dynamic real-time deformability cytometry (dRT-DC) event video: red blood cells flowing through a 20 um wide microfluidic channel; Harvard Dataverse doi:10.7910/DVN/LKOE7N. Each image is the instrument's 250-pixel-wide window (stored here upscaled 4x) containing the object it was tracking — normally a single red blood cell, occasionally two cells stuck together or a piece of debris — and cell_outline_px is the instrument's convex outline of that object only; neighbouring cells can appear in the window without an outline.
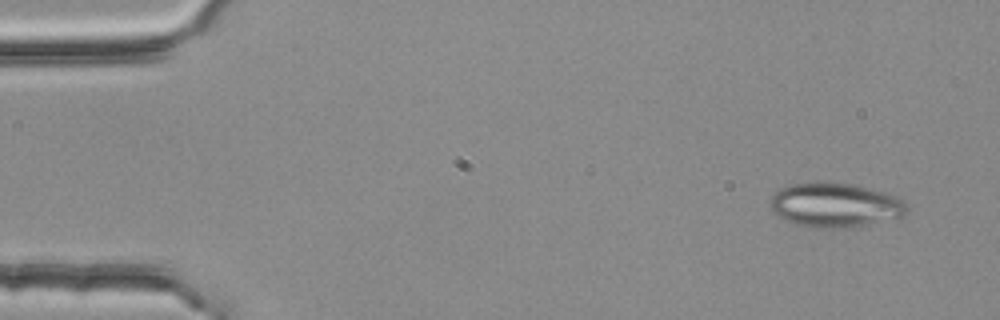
{"species": "common noctule bat (a hibernating species)", "species_latin": "Nyctalus noctula", "temperature_condition": "room temperature", "stored_images_in_passage": 4, "camera_frame_rate_fps": 3000, "um_per_image_px": 0.085, "animal": {"sex": "female", "body_mass_g": 25.1}, "frame": {"image": 1, "passage_image": 1, "time_ms": 0.0, "image_size_px": [1000, 320], "cell_outline_px": [[908, 212], [904, 216], [864, 224], [840, 228], [812, 228], [796, 224], [784, 220], [772, 212], [772, 196], [780, 188], [792, 184], [816, 180], [852, 184], [884, 192], [896, 196], [904, 200], [908, 204]], "centroid_in_image_um": [70.98, 17.41], "position_along_channel_um": 14.0, "area_um2": 35.49}}